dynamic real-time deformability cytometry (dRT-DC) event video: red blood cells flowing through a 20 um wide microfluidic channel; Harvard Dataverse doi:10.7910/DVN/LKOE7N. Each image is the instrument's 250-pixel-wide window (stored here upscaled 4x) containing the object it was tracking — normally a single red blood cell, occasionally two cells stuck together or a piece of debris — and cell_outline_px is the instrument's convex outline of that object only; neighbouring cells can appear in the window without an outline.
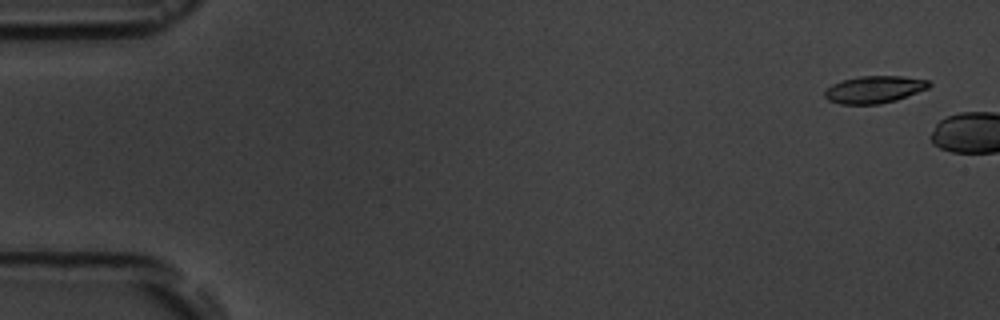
{"species": "common noctule bat (a hibernating species)", "species_latin": "Nyctalus noctula", "temperature_condition": "room temperature", "stored_images_in_passage": 2, "camera_frame_rate_fps": 3000, "um_per_image_px": 0.085, "animal": {"sex": "male", "body_mass_g": 19.5, "forearm_length_mm": 54.6}, "frame": {"image": 1, "passage_image": 1, "time_ms": 0.0, "image_size_px": [1000, 320], "cell_outline_px": [[932, 84], [928, 88], [896, 100], [880, 104], [840, 104], [828, 100], [824, 96], [824, 92], [832, 84], [844, 80], [860, 76], [900, 76], [928, 80]], "centroid_in_image_um": [74.31, 7.61], "position_along_channel_um": 10.7, "area_um2": 16.42}}